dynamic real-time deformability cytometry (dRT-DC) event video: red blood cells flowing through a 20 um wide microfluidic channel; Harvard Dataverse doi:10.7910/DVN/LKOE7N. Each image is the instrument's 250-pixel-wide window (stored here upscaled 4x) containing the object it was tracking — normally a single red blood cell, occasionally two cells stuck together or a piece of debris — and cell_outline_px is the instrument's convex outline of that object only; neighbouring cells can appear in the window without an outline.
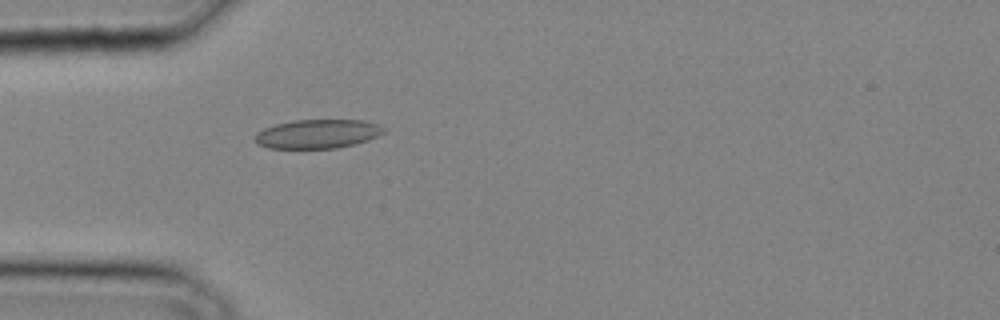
{"species": "common noctule bat (a hibernating species)", "species_latin": "Nyctalus noctula", "temperature_condition": "cold", "stored_images_in_passage": 33, "camera_frame_rate_fps": 3000, "um_per_image_px": 0.085, "animal": {"sex": "male", "body_mass_g": 20.4}, "frame": {"image": 1, "passage_image": 11, "time_ms": 3.333, "image_size_px": [1000, 320], "cell_outline_px": [[384, 132], [368, 140], [356, 144], [336, 148], [268, 148], [256, 144], [252, 140], [256, 132], [264, 128], [276, 124], [292, 120], [364, 120], [376, 124], [384, 128]], "centroid_in_image_um": [26.93, 11.38], "position_along_channel_um": 58.1, "area_um2": 21.85}}
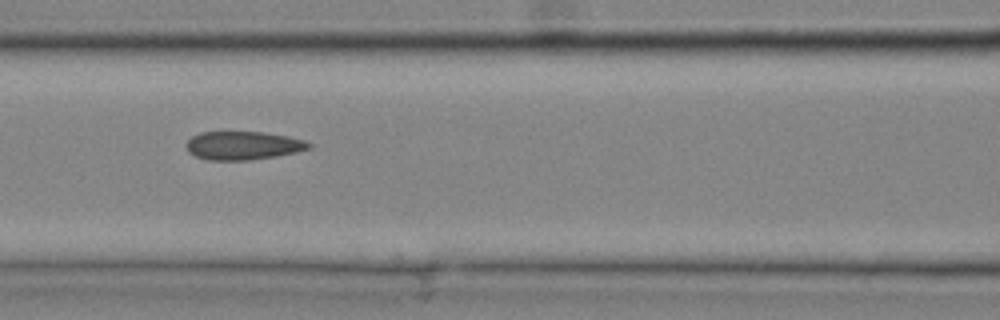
{"frame": {"image": 2, "passage_image": 16, "time_ms": 5.0, "image_size_px": [1000, 320], "cell_outline_px": [[312, 148], [296, 152], [276, 156], [248, 160], [208, 160], [196, 156], [188, 152], [184, 144], [192, 136], [200, 132], [264, 132], [288, 136], [304, 140], [312, 144]], "centroid_in_image_um": [20.65, 12.37], "position_along_channel_um": 145.9, "area_um2": 20.4}}
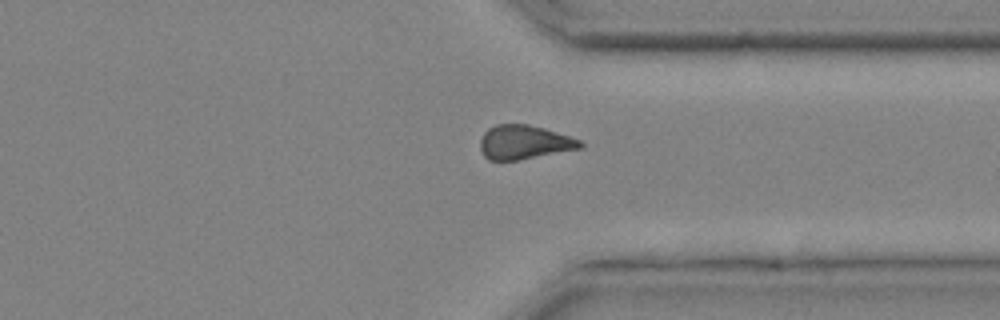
{"frame": {"image": 3, "passage_image": 28, "time_ms": 9.0, "image_size_px": [1000, 320], "cell_outline_px": [[584, 148], [520, 160], [488, 160], [484, 156], [480, 148], [480, 140], [484, 132], [488, 128], [496, 124], [528, 124], [544, 128], [580, 140], [584, 144]], "centroid_in_image_um": [44.56, 12.1], "position_along_channel_um": 366.8, "area_um2": 20.0}}